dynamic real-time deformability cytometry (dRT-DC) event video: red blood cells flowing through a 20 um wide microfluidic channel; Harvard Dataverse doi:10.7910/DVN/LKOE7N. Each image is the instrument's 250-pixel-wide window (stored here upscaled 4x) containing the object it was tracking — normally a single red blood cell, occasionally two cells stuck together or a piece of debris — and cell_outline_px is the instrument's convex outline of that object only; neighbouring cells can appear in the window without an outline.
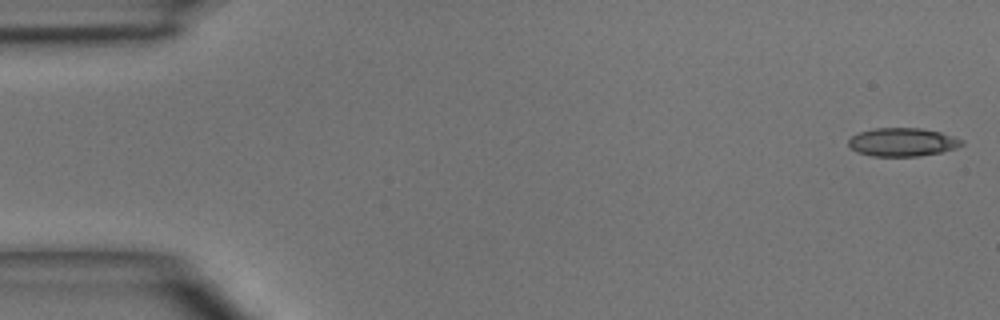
{"species": "common noctule bat (a hibernating species)", "species_latin": "Nyctalus noctula", "temperature_condition": "room temperature", "stored_images_in_passage": 6, "camera_frame_rate_fps": 3000, "um_per_image_px": 0.085, "animal": {"sex": "male", "body_mass_g": 15.6}, "frame": {"image": 1, "passage_image": 1, "time_ms": 0.0, "image_size_px": [1000, 320], "cell_outline_px": [[964, 144], [956, 148], [940, 152], [920, 156], [872, 156], [856, 152], [848, 144], [848, 140], [852, 136], [860, 132], [872, 128], [920, 128], [940, 132], [964, 140]], "centroid_in_image_um": [76.71, 12.08], "position_along_channel_um": 8.3, "area_um2": 18.73}}
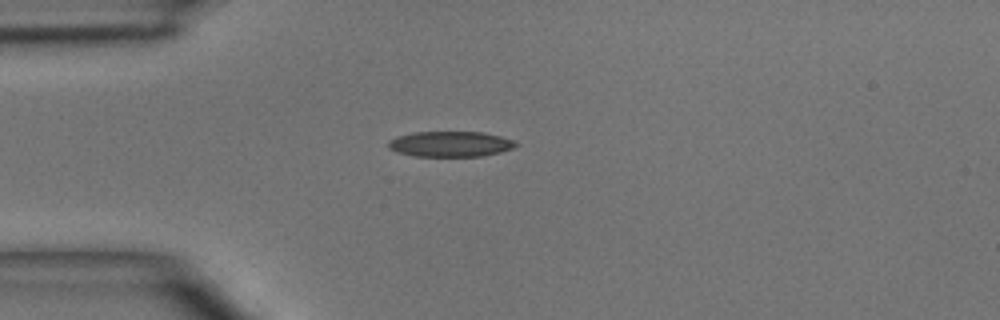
{"frame": {"image": 2, "passage_image": 4, "time_ms": 3.667, "image_size_px": [1000, 320], "cell_outline_px": [[520, 144], [512, 148], [500, 152], [480, 156], [416, 156], [396, 152], [388, 148], [388, 140], [396, 136], [412, 132], [484, 132], [500, 136], [512, 140]], "centroid_in_image_um": [38.24, 12.23], "position_along_channel_um": 46.8, "area_um2": 18.96}}